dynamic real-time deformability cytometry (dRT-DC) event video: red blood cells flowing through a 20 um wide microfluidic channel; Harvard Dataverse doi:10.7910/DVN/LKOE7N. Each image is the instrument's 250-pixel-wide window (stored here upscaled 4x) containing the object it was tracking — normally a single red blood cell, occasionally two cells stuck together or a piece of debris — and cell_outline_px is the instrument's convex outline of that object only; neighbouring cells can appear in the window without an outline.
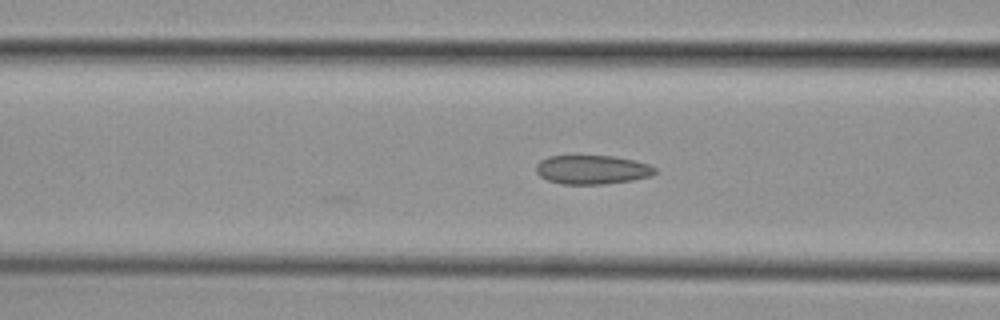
{"species": "common noctule bat (a hibernating species)", "species_latin": "Nyctalus noctula", "temperature_condition": "cold", "stored_images_in_passage": 4, "camera_frame_rate_fps": 3000, "um_per_image_px": 0.085, "animal": {"sex": "female", "body_mass_g": 29.2, "forearm_length_mm": 56.3}, "frame": {"image": 1, "passage_image": 4, "time_ms": 1.0, "image_size_px": [1000, 320], "cell_outline_px": [[656, 172], [652, 176], [632, 180], [604, 184], [564, 184], [548, 180], [540, 176], [536, 172], [536, 164], [540, 160], [548, 156], [612, 156], [632, 160], [648, 164], [656, 168]], "centroid_in_image_um": [50.32, 14.42], "position_along_channel_um": 116.3, "area_um2": 20.0}}